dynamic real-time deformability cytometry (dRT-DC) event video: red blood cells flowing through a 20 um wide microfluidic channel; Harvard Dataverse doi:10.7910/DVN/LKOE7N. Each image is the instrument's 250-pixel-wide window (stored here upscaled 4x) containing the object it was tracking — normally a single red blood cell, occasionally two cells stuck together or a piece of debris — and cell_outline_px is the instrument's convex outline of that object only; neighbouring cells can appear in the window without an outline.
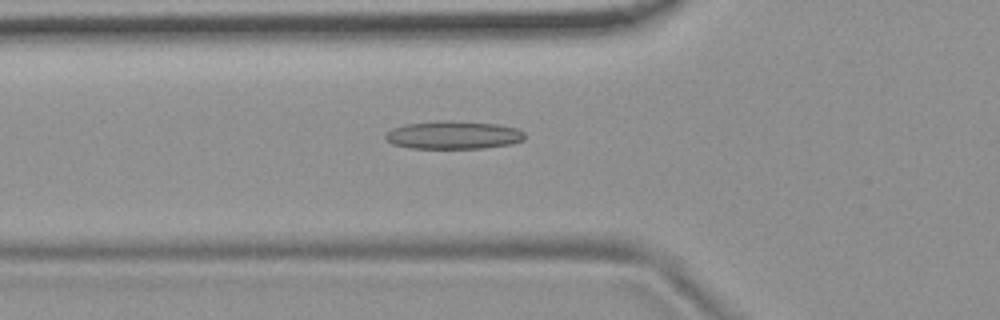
{"species": "common noctule bat (a hibernating species)", "species_latin": "Nyctalus noctula", "temperature_condition": "room temperature", "stored_images_in_passage": 40, "camera_frame_rate_fps": 3000, "um_per_image_px": 0.085, "animal": {"sex": "female", "body_mass_g": 19.9}, "frame": {"image": 1, "passage_image": 5, "time_ms": 1.333, "image_size_px": [1000, 320], "cell_outline_px": [[524, 140], [512, 144], [484, 148], [412, 148], [392, 144], [384, 136], [392, 128], [404, 124], [440, 120], [448, 120], [496, 124], [516, 128], [524, 132]], "centroid_in_image_um": [38.54, 11.47], "position_along_channel_um": 87.3, "area_um2": 22.77}}
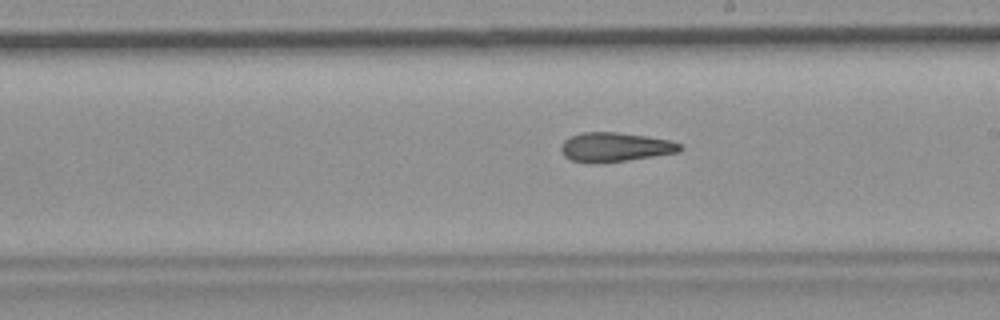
{"frame": {"image": 2, "passage_image": 17, "time_ms": 5.333, "image_size_px": [1000, 320], "cell_outline_px": [[684, 148], [680, 152], [628, 160], [596, 164], [588, 164], [572, 160], [564, 156], [560, 148], [560, 144], [564, 140], [580, 132], [616, 132], [648, 136], [672, 140], [680, 144]], "centroid_in_image_um": [52.28, 12.51], "position_along_channel_um": 236.7, "area_um2": 20.63}}
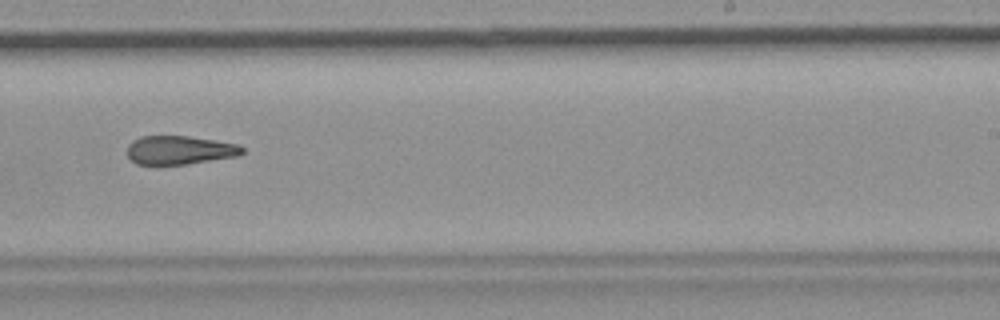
{"frame": {"image": 3, "passage_image": 20, "time_ms": 6.333, "image_size_px": [1000, 320], "cell_outline_px": [[244, 152], [240, 156], [184, 164], [136, 164], [128, 156], [128, 144], [132, 140], [140, 136], [188, 136], [216, 140], [240, 144], [244, 148]], "centroid_in_image_um": [15.31, 12.74], "position_along_channel_um": 273.7, "area_um2": 19.31}, "authors_computed_cell_mechanics": {"area_um2": 20.6057, "velocity_mm_per_s": 3.7323, "shape_relaxation_time_tau1_ms": null, "shape_relaxation_time_tau2_ms": 5.6736, "deformation_change_tau1": null, "deformation_change_tau2": 0.1749}}